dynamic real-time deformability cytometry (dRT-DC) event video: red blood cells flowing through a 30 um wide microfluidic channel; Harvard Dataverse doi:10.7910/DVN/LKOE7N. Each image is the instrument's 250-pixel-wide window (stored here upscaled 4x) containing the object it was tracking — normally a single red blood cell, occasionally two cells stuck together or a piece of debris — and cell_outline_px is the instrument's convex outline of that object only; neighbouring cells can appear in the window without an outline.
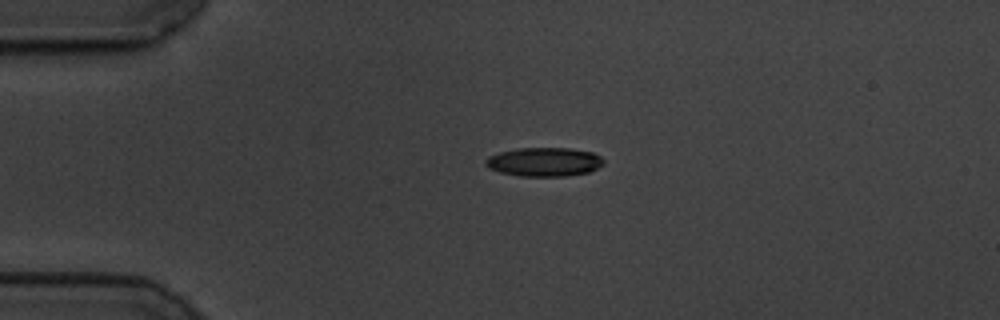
{"species": "common noctule bat (a hibernating species)", "species_latin": "Nyctalus noctula", "temperature_condition": "cold", "stored_images_in_passage": 51, "camera_frame_rate_fps": 3000, "um_per_image_px": 0.085, "animal": {"sex": "male", "body_mass_g": 19.5, "forearm_length_mm": 54.6}, "frame": {"image": 1, "passage_image": 13, "time_ms": 4.0, "image_size_px": [1000, 320], "cell_outline_px": [[604, 164], [588, 172], [564, 176], [520, 176], [500, 172], [488, 168], [484, 164], [484, 160], [488, 156], [500, 152], [516, 148], [572, 148], [592, 152], [600, 156], [604, 160]], "centroid_in_image_um": [46.23, 13.75], "position_along_channel_um": 38.8, "area_um2": 19.94}}
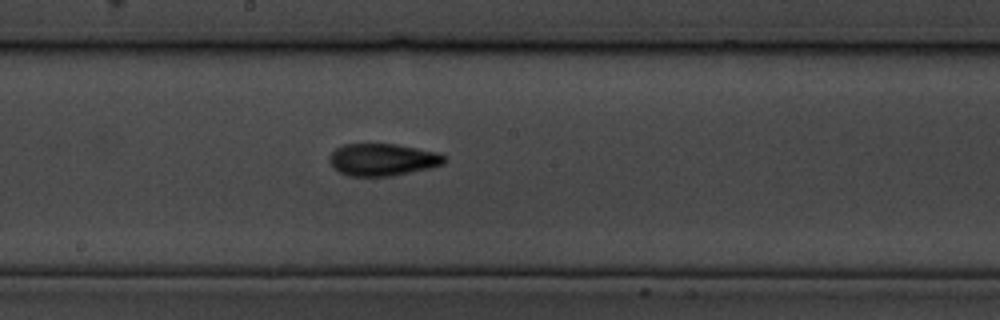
{"frame": {"image": 2, "passage_image": 31, "time_ms": 10.0, "image_size_px": [1000, 320], "cell_outline_px": [[448, 156], [444, 164], [428, 168], [392, 176], [348, 176], [332, 168], [328, 160], [332, 152], [336, 148], [344, 144], [396, 144], [436, 152]], "centroid_in_image_um": [32.51, 13.57], "position_along_channel_um": 215.7, "area_um2": 21.62}}
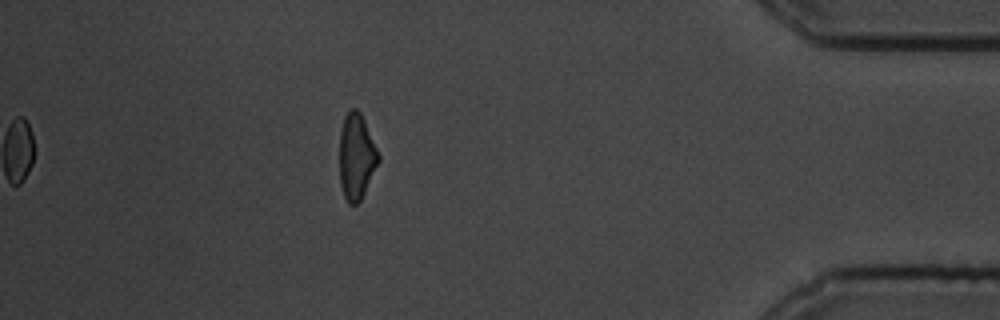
{"frame": {"image": 3, "passage_image": 51, "time_ms": 16.667, "image_size_px": [1000, 320], "cell_outline_px": [[380, 160], [360, 200], [356, 204], [348, 204], [344, 196], [340, 184], [340, 128], [344, 116], [348, 108], [356, 108], [360, 112], [364, 120], [380, 156]], "centroid_in_image_um": [30.28, 13.27], "position_along_channel_um": 404.9, "area_um2": 19.42}, "authors_computed_cell_mechanics": {"area_um2": 20.4612, "velocity_mm_per_s": 3.4902, "shape_relaxation_time_tau1_ms": 3.9803, "shape_relaxation_time_tau2_ms": 2.9221, "deformation_change_tau1": 0.1387, "deformation_change_tau2": 0.0891}}